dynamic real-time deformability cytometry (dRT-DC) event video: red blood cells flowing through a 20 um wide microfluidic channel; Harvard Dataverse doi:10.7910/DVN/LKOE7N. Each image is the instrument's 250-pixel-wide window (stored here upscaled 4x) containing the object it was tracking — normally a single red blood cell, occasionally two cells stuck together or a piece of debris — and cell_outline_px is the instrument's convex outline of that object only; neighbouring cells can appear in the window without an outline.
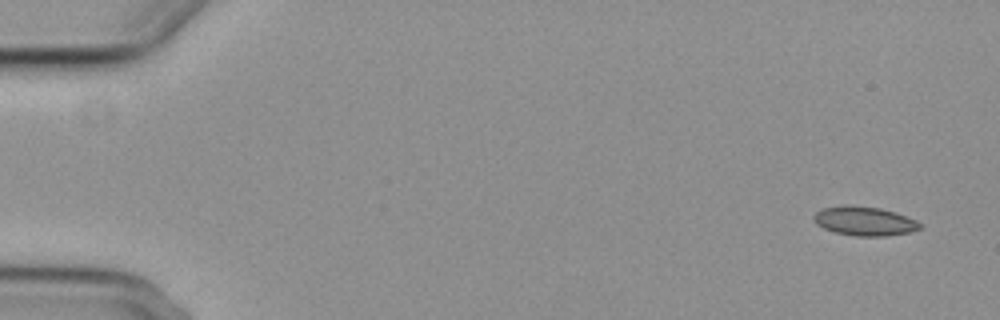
{"species": "common noctule bat (a hibernating species)", "species_latin": "Nyctalus noctula", "temperature_condition": "cold", "stored_images_in_passage": 6, "segment_of_instrument_passage": [1, 2], "camera_frame_rate_fps": 3000, "um_per_image_px": 0.085, "animal": {"sex": "female", "body_mass_g": 29.2, "forearm_length_mm": 56.3}, "frame": {"image": 1, "passage_image": 1, "time_ms": 0.0, "image_size_px": [1000, 320], "cell_outline_px": [[920, 228], [908, 232], [884, 236], [856, 236], [836, 232], [824, 228], [816, 224], [812, 216], [816, 212], [824, 208], [880, 208], [896, 212], [916, 220], [920, 224]], "centroid_in_image_um": [73.51, 18.84], "position_along_channel_um": 11.5, "area_um2": 17.05}}
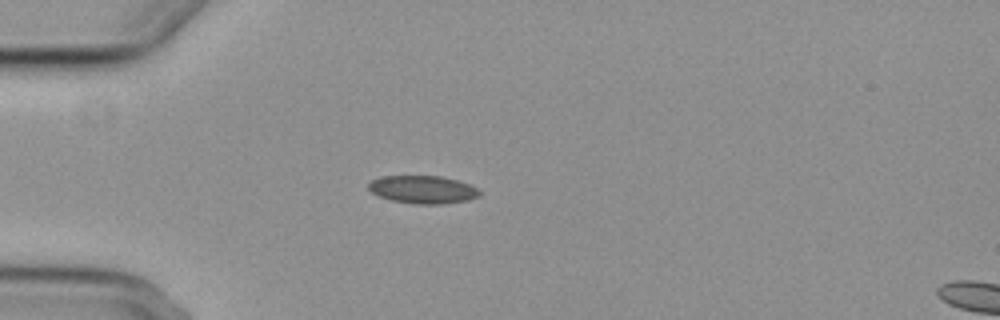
{"frame": {"image": 2, "passage_image": 5, "time_ms": 4.333, "image_size_px": [1000, 320], "cell_outline_px": [[480, 196], [468, 200], [444, 204], [412, 204], [392, 200], [380, 196], [372, 192], [368, 188], [368, 184], [372, 180], [380, 176], [440, 176], [456, 180], [468, 184], [476, 188], [480, 192]], "centroid_in_image_um": [35.93, 16.11], "position_along_channel_um": 49.1, "area_um2": 17.98}}